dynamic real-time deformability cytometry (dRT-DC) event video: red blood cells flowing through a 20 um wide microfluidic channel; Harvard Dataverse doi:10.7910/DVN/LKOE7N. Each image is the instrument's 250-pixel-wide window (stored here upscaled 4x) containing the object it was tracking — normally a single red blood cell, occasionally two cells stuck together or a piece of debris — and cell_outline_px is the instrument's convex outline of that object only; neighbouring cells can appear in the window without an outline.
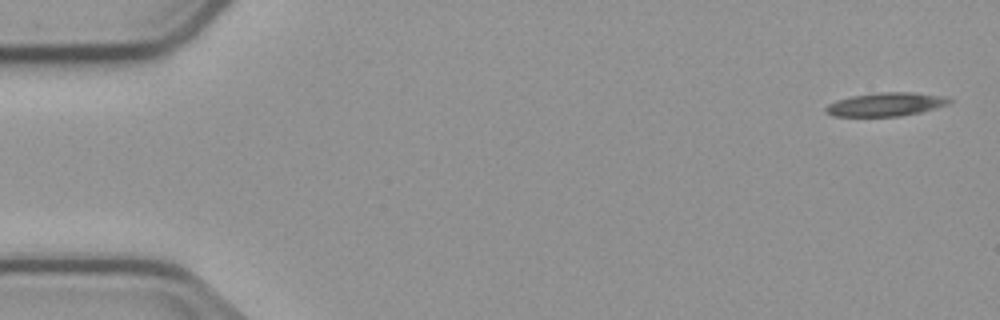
{"species": "common noctule bat (a hibernating species)", "species_latin": "Nyctalus noctula", "temperature_condition": "cold", "stored_images_in_passage": 6, "camera_frame_rate_fps": 3000, "um_per_image_px": 0.085, "animal": {"sex": "male", "body_mass_g": 23.1, "forearm_length_mm": 52.7}, "frame": {"image": 1, "passage_image": 1, "time_ms": 0.0, "image_size_px": [1000, 320], "cell_outline_px": [[952, 100], [948, 104], [920, 112], [900, 116], [832, 116], [824, 108], [828, 104], [836, 100], [852, 96], [880, 92], [912, 92], [948, 96]], "centroid_in_image_um": [75.32, 8.86], "position_along_channel_um": 9.7, "area_um2": 16.88}}
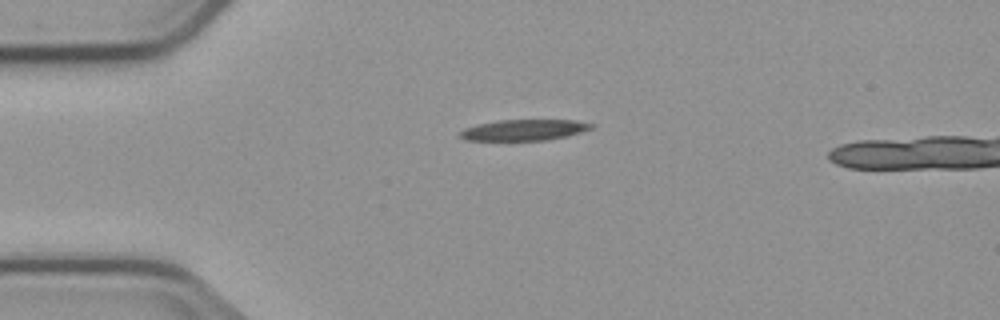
{"frame": {"image": 2, "passage_image": 4, "time_ms": 3.667, "image_size_px": [1000, 320], "cell_outline_px": [[596, 124], [592, 128], [568, 136], [544, 140], [468, 140], [460, 136], [460, 132], [464, 128], [480, 124], [500, 120], [572, 120]], "centroid_in_image_um": [44.58, 11.04], "position_along_channel_um": 40.4, "area_um2": 15.78}}